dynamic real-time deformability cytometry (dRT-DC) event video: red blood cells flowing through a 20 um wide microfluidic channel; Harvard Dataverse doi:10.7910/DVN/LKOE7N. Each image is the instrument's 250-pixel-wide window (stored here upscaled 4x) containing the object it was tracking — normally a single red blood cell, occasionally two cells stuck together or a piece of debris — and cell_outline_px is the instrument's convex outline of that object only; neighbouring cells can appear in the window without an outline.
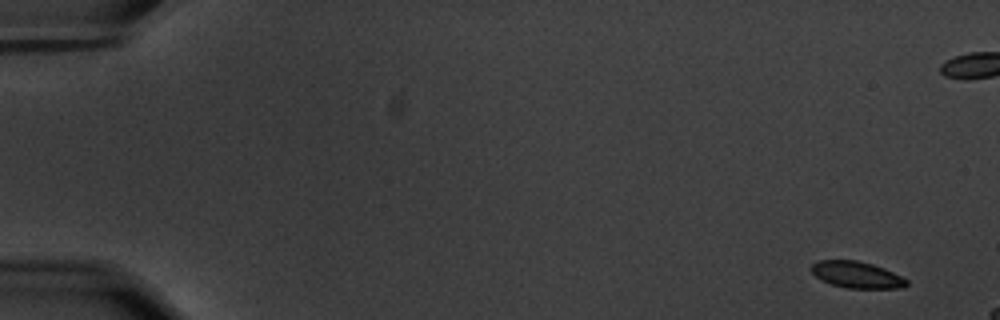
{"species": "common noctule bat (a hibernating species)", "species_latin": "Nyctalus noctula", "temperature_condition": "warm", "stored_images_in_passage": 12, "camera_frame_rate_fps": 3000, "um_per_image_px": 0.085, "animal": {"sex": "male", "body_mass_g": 20.1, "forearm_length_mm": 53.5}, "frame": {"image": 1, "passage_image": 3, "time_ms": 0.667, "image_size_px": [1000, 320], "cell_outline_px": [[908, 284], [904, 288], [848, 288], [832, 284], [816, 276], [812, 272], [812, 264], [820, 260], [856, 260], [872, 264], [884, 268], [908, 280]], "centroid_in_image_um": [72.85, 23.35], "position_along_channel_um": 12.1, "area_um2": 14.51}}